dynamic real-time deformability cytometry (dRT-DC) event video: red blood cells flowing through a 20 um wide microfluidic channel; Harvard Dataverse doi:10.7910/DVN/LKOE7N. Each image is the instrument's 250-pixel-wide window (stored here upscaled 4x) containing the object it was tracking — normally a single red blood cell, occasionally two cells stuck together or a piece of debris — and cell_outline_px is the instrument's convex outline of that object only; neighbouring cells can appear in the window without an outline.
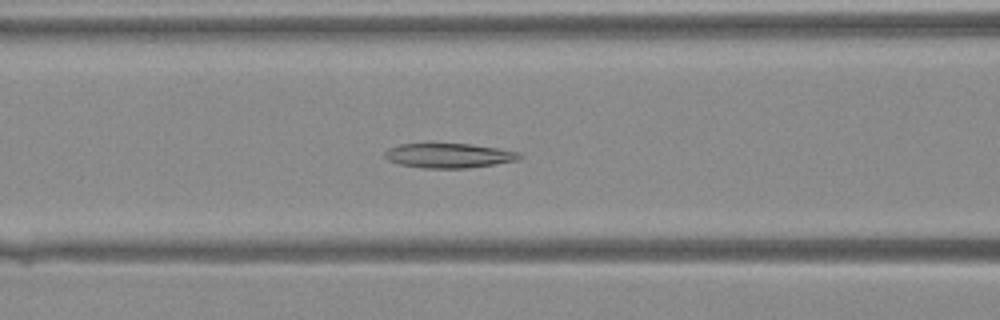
{"species": "Egyptian fruit bat (a non-hibernating species)", "species_latin": "Rousettus aegyptiacus", "temperature_condition": "warm", "stored_images_in_passage": 29, "camera_frame_rate_fps": 3000, "um_per_image_px": 0.085, "animal": {"sex": "female"}, "frame": {"image": 1, "passage_image": 18, "time_ms": 5.667, "image_size_px": [1000, 320], "cell_outline_px": [[524, 156], [516, 160], [496, 164], [468, 168], [424, 168], [400, 164], [388, 160], [384, 156], [384, 152], [388, 148], [400, 144], [468, 144], [496, 148], [520, 152]], "centroid_in_image_um": [38.15, 13.23], "position_along_channel_um": 128.4, "area_um2": 19.19}}
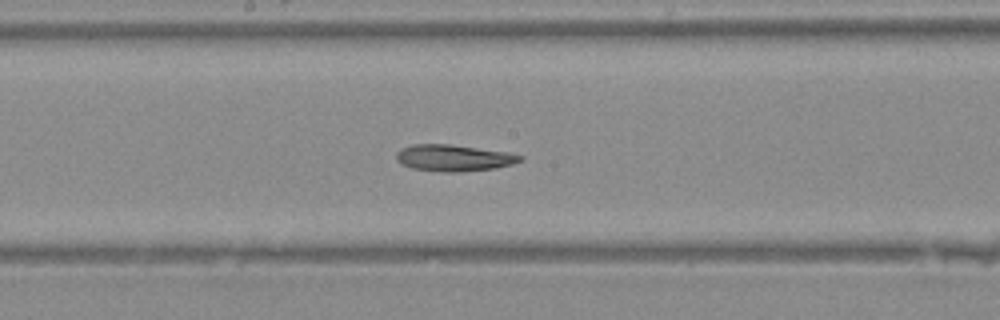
{"frame": {"image": 2, "passage_image": 23, "time_ms": 7.333, "image_size_px": [1000, 320], "cell_outline_px": [[524, 160], [512, 164], [496, 168], [456, 172], [444, 172], [412, 168], [400, 164], [396, 160], [396, 152], [412, 144], [448, 144], [508, 152], [524, 156]], "centroid_in_image_um": [38.58, 13.42], "position_along_channel_um": 209.6, "area_um2": 19.13}}
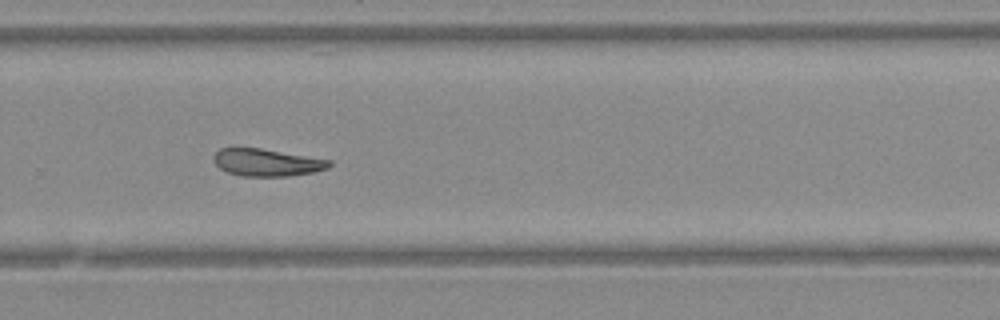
{"frame": {"image": 3, "passage_image": 29, "time_ms": 9.333, "image_size_px": [1000, 320], "cell_outline_px": [[332, 164], [328, 168], [312, 172], [288, 176], [240, 176], [228, 172], [220, 168], [216, 164], [212, 156], [220, 148], [260, 148], [332, 160]], "centroid_in_image_um": [22.68, 13.81], "position_along_channel_um": 307.1, "area_um2": 18.32}}